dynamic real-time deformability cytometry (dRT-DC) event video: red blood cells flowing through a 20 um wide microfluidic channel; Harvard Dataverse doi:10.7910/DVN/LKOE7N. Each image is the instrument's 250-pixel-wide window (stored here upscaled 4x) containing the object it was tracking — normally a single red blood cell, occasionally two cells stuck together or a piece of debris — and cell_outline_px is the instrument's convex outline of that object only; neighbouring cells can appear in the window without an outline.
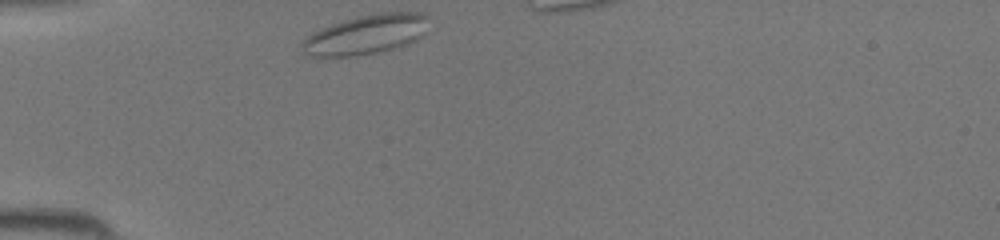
{"species": "common noctule bat (a hibernating species)", "species_latin": "Nyctalus noctula", "temperature_condition": "room temperature", "stored_images_in_passage": 26, "segment_of_instrument_passage": [1, 2], "camera_frame_rate_fps": 3000, "um_per_image_px": 0.085, "animal": {"sex": "female", "body_mass_g": 19.5, "forearm_length_mm": 54.1}, "frame": {"image": 1, "passage_image": 1, "time_ms": 0.0, "image_size_px": [1000, 240], "cell_outline_px": [[428, 16], [420, 36], [416, 40], [408, 44], [376, 52], [356, 56], [312, 56], [304, 52], [300, 44], [312, 32], [332, 24], [344, 20], [360, 16], [380, 12], [420, 12]], "centroid_in_image_um": [31.08, 2.93], "position_along_channel_um": 53.9, "area_um2": 28.61}}
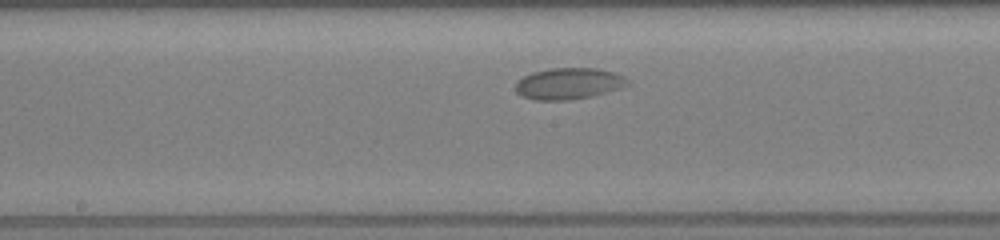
{"frame": {"image": 2, "passage_image": 12, "time_ms": 3.667, "image_size_px": [1000, 240], "cell_outline_px": [[628, 84], [620, 88], [592, 96], [568, 100], [532, 100], [516, 92], [516, 84], [524, 76], [532, 72], [552, 68], [596, 68], [612, 72], [624, 76], [628, 80]], "centroid_in_image_um": [48.33, 7.1], "position_along_channel_um": 199.9, "area_um2": 20.29}}
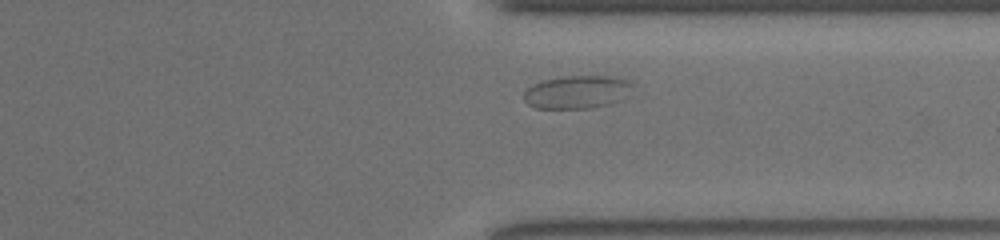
{"frame": {"image": 3, "passage_image": 23, "time_ms": 7.333, "image_size_px": [1000, 240], "cell_outline_px": [[632, 84], [620, 100], [608, 104], [588, 108], [536, 108], [528, 104], [524, 100], [524, 92], [532, 84], [540, 80], [564, 76], [616, 76], [628, 80]], "centroid_in_image_um": [48.98, 7.8], "position_along_channel_um": 362.4, "area_um2": 20.75}}